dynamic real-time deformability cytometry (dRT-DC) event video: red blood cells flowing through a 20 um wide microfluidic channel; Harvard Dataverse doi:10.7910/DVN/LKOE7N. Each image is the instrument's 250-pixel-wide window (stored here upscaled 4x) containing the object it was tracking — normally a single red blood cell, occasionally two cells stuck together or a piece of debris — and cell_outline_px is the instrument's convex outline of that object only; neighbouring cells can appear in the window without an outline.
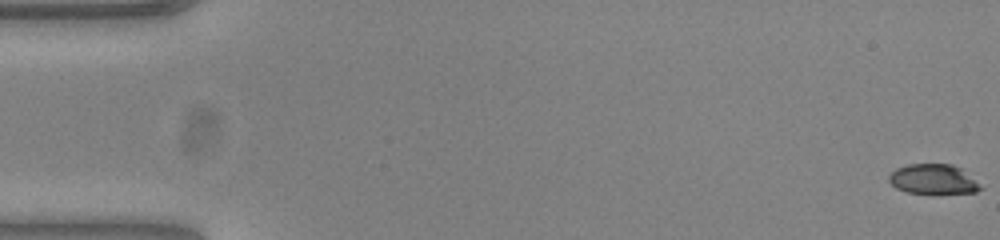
{"species": "common noctule bat (a hibernating species)", "species_latin": "Nyctalus noctula", "temperature_condition": "warm", "stored_images_in_passage": 54, "camera_frame_rate_fps": 3000, "um_per_image_px": 0.085, "animal": {"sex": "female", "body_mass_g": 23.0, "forearm_length_mm": 53.4}, "frame": {"image": 1, "passage_image": 1, "time_ms": 0.0, "image_size_px": [1000, 240], "cell_outline_px": [[984, 188], [976, 192], [908, 192], [896, 188], [888, 180], [888, 176], [896, 168], [908, 164], [952, 164], [960, 168]], "centroid_in_image_um": [79.3, 15.21], "position_along_channel_um": 5.7, "area_um2": 15.49}}
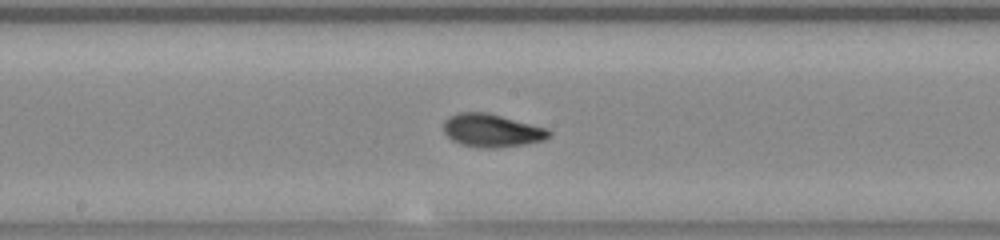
{"frame": {"image": 2, "passage_image": 29, "time_ms": 9.333, "image_size_px": [1000, 240], "cell_outline_px": [[552, 136], [544, 140], [528, 144], [496, 148], [480, 148], [460, 144], [452, 140], [444, 132], [444, 120], [448, 116], [456, 112], [488, 112], [548, 128], [552, 132]], "centroid_in_image_um": [41.83, 11.09], "position_along_channel_um": 206.4, "area_um2": 20.75}}
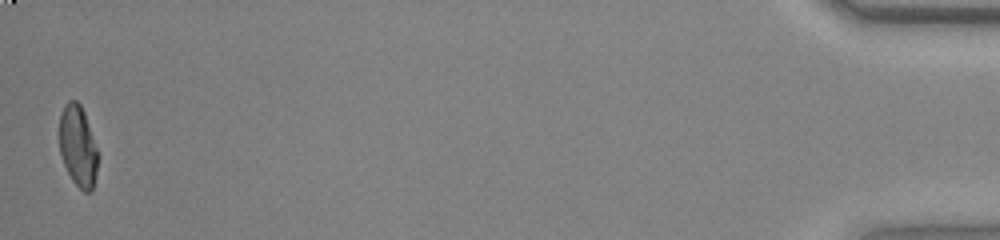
{"frame": {"image": 3, "passage_image": 54, "time_ms": 17.667, "image_size_px": [1000, 240], "cell_outline_px": [[96, 172], [92, 192], [84, 192], [72, 180], [64, 164], [60, 152], [60, 112], [64, 104], [68, 100], [76, 100], [80, 104], [84, 112], [96, 148]], "centroid_in_image_um": [6.6, 12.4], "position_along_channel_um": 428.6, "area_um2": 17.8}, "authors_computed_cell_mechanics": {"area_um2": 19.2474, "velocity_mm_per_s": 3.8485, "shape_relaxation_time_tau1_ms": 6.4556, "shape_relaxation_time_tau2_ms": 1.4537, "deformation_change_tau1": 0.2287, "deformation_change_tau2": 0.049}}